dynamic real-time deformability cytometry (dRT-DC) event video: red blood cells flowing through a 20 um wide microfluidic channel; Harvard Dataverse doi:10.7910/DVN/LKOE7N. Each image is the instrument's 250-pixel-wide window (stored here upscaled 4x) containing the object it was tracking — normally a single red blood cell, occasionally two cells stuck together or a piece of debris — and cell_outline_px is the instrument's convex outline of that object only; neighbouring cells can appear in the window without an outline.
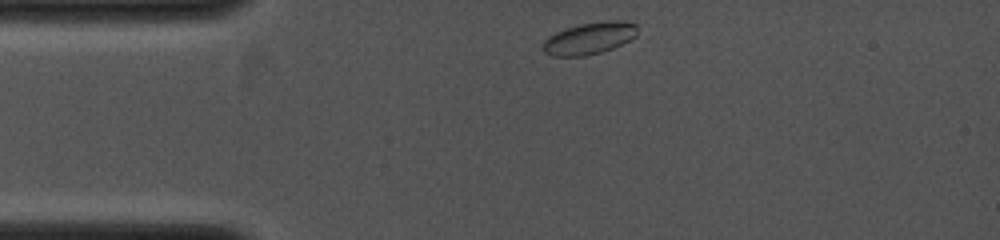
{"species": "common noctule bat (a hibernating species)", "species_latin": "Nyctalus noctula", "temperature_condition": "cold", "stored_images_in_passage": 7, "camera_frame_rate_fps": 4000, "um_per_image_px": 0.085, "animal": {"sex": "female", "body_mass_g": 19.0, "forearm_length_mm": 53.3}, "frame": {"image": 1, "passage_image": 1, "time_ms": 0.0, "image_size_px": [1000, 240], "cell_outline_px": [[636, 36], [612, 48], [600, 52], [584, 56], [552, 56], [544, 52], [540, 48], [544, 40], [548, 36], [564, 28], [580, 24], [608, 20], [620, 20], [636, 24]], "centroid_in_image_um": [50.03, 3.25], "position_along_channel_um": 35.0, "area_um2": 17.57}}
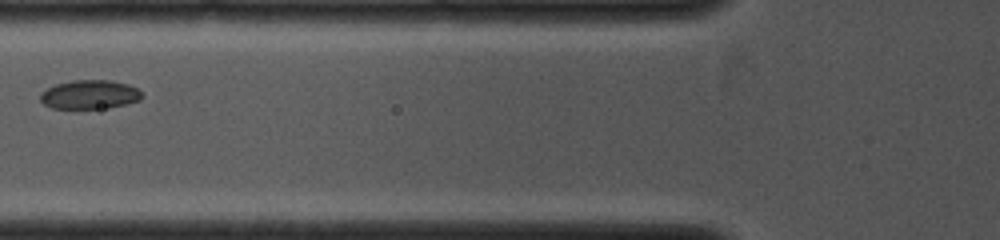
{"frame": {"image": 2, "passage_image": 4, "time_ms": 2.25, "image_size_px": [1000, 240], "cell_outline_px": [[144, 96], [140, 100], [108, 108], [52, 108], [44, 104], [40, 100], [40, 92], [56, 84], [72, 80], [112, 80], [128, 84], [136, 88]], "centroid_in_image_um": [7.62, 8.03], "position_along_channel_um": 118.2, "area_um2": 17.11}}
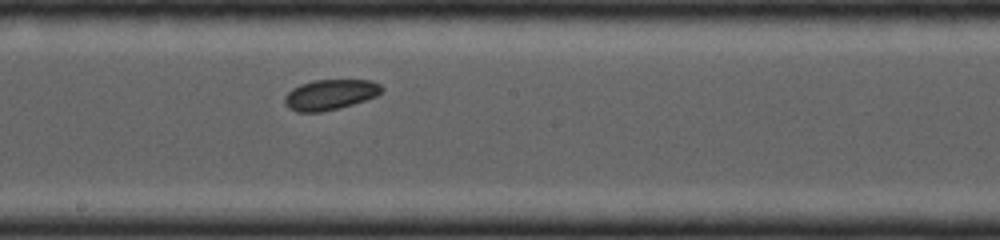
{"frame": {"image": 3, "passage_image": 7, "time_ms": 4.25, "image_size_px": [1000, 240], "cell_outline_px": [[384, 88], [376, 96], [340, 108], [320, 112], [296, 112], [288, 108], [284, 104], [284, 96], [292, 88], [300, 84], [312, 80], [372, 80], [380, 84]], "centroid_in_image_um": [28.02, 8.04], "position_along_channel_um": 220.2, "area_um2": 17.28}}